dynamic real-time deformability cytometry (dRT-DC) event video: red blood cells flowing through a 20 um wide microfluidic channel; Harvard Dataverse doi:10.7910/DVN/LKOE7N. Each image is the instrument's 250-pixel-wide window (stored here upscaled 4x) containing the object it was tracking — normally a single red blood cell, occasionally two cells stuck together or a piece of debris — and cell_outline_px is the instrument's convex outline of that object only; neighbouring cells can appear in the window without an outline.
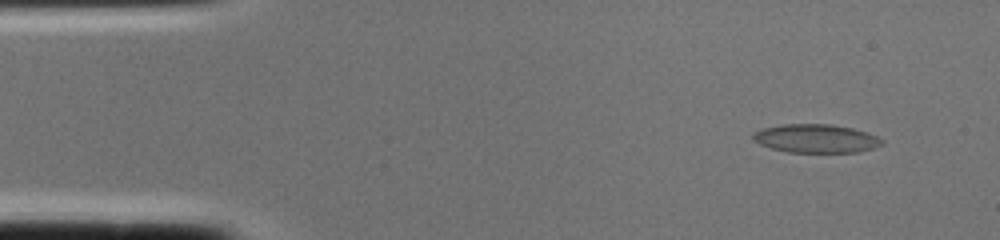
{"species": "common noctule bat (a hibernating species)", "species_latin": "Nyctalus noctula", "temperature_condition": "cold", "stored_images_in_passage": 1, "camera_frame_rate_fps": 3000, "um_per_image_px": 0.085, "animal": {"sex": "female", "body_mass_g": 22.0, "forearm_length_mm": 56.7}, "frame": {"image": 1, "passage_image": 1, "time_ms": 0.0, "image_size_px": [1000, 240], "cell_outline_px": [[884, 144], [860, 152], [788, 152], [772, 148], [760, 144], [752, 140], [752, 132], [760, 128], [780, 124], [832, 124], [852, 128], [876, 136], [884, 140]], "centroid_in_image_um": [69.31, 11.76], "position_along_channel_um": 15.7, "area_um2": 21.56}}